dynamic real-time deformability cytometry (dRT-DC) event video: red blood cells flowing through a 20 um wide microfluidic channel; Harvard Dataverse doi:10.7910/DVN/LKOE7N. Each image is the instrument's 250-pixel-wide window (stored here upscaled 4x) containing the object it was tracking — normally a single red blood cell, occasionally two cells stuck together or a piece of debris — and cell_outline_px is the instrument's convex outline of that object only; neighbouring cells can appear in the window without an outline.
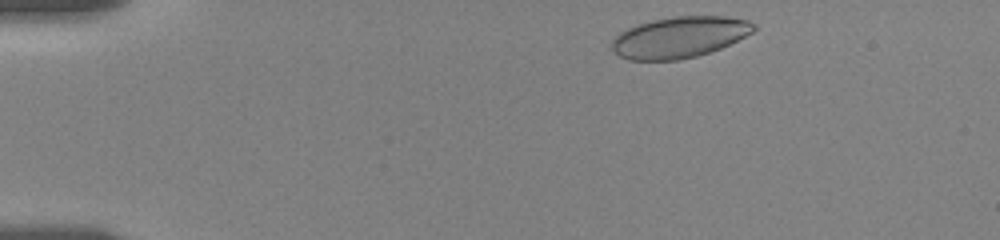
{"species": "human", "species_latin": "Homo sapiens", "temperature_condition": "room temperature", "stored_images_in_passage": 50, "camera_frame_rate_fps": 3000, "um_per_image_px": 0.085, "donor": {"sex": "female"}, "frame": {"image": 1, "passage_image": 2, "time_ms": 0.333, "image_size_px": [1000, 240], "cell_outline_px": [[756, 28], [752, 32], [720, 48], [696, 56], [676, 60], [628, 60], [612, 52], [612, 40], [620, 32], [636, 24], [652, 20], [676, 16], [724, 16], [748, 20], [756, 24]], "centroid_in_image_um": [57.72, 3.16], "position_along_channel_um": 27.3, "area_um2": 33.87}}
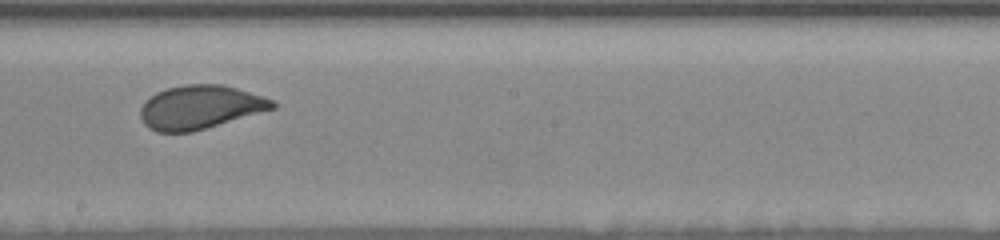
{"frame": {"image": 2, "passage_image": 26, "time_ms": 8.333, "image_size_px": [1000, 240], "cell_outline_px": [[276, 108], [192, 132], [156, 132], [148, 128], [144, 124], [140, 116], [140, 108], [144, 100], [156, 92], [168, 88], [184, 84], [224, 84], [276, 100]], "centroid_in_image_um": [17.0, 9.1], "position_along_channel_um": 231.2, "area_um2": 33.87}}
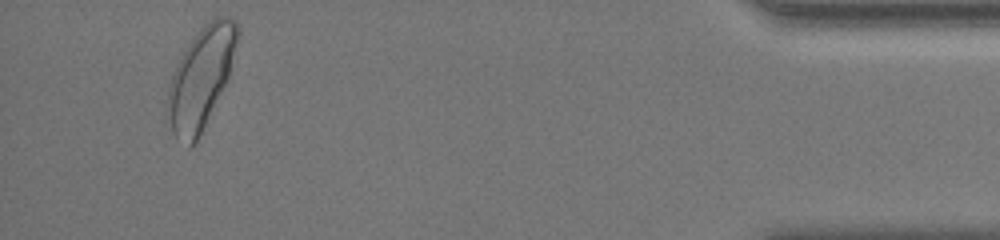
{"frame": {"image": 3, "passage_image": 47, "time_ms": 15.333, "image_size_px": [1000, 240], "cell_outline_px": [[240, 36], [228, 76], [196, 140], [188, 148], [176, 140], [172, 132], [168, 120], [168, 88], [176, 64], [180, 56], [188, 44], [200, 28], [204, 24], [216, 16], [228, 16], [236, 20], [240, 32]], "centroid_in_image_um": [17.08, 6.56], "position_along_channel_um": 418.1, "area_um2": 40.4}, "authors_computed_cell_mechanics": {"area_um2": 34.391, "velocity_mm_per_s": 3.5278, "shape_relaxation_time_tau1_ms": 6.0632, "shape_relaxation_time_tau2_ms": null, "deformation_change_tau1": 0.1567, "deformation_change_tau2": null}}